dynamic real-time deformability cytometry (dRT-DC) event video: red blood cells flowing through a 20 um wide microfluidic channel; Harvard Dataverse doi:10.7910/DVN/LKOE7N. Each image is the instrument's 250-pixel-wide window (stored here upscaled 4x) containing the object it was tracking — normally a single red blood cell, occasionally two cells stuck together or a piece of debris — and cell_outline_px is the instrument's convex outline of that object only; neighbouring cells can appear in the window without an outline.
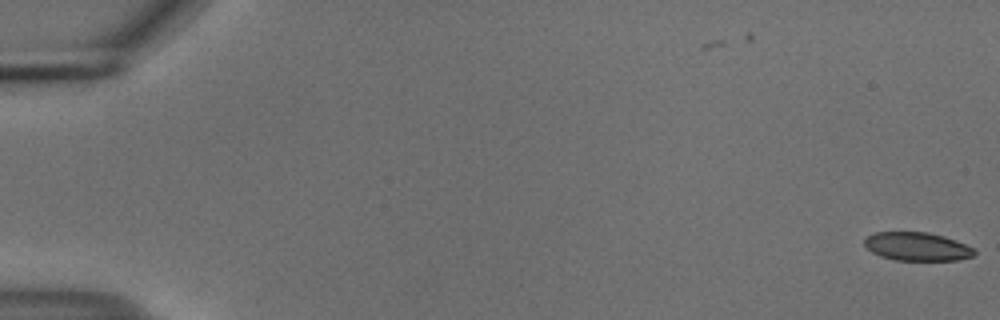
{"species": "common noctule bat (a hibernating species)", "species_latin": "Nyctalus noctula", "temperature_condition": "cold", "stored_images_in_passage": 5, "camera_frame_rate_fps": 3000, "um_per_image_px": 0.085, "animal": {"sex": "male", "body_mass_g": 18.8}, "frame": {"image": 1, "passage_image": 5, "time_ms": 1.333, "image_size_px": [1000, 320], "cell_outline_px": [[976, 252], [972, 256], [956, 260], [896, 260], [880, 256], [872, 252], [864, 244], [864, 240], [868, 236], [876, 232], [928, 232], [944, 236], [956, 240], [972, 248]], "centroid_in_image_um": [77.94, 20.95], "position_along_channel_um": 7.1, "area_um2": 18.03}}